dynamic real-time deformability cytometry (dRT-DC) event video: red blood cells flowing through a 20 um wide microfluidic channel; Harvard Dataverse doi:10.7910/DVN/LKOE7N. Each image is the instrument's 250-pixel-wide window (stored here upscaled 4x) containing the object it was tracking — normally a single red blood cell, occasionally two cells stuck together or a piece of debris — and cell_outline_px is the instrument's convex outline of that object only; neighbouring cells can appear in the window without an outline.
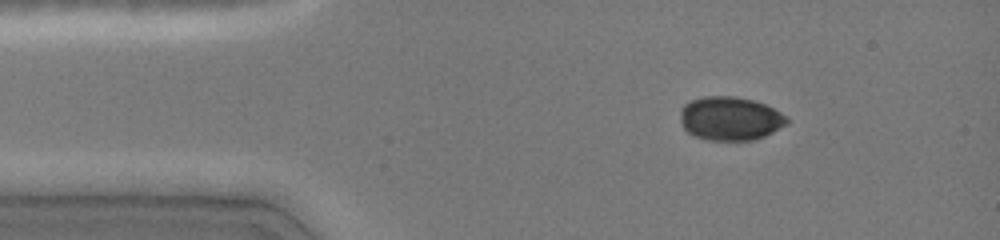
{"species": "common noctule bat (a hibernating species)", "species_latin": "Nyctalus noctula", "temperature_condition": "cold", "stored_images_in_passage": 16, "camera_frame_rate_fps": 3000, "um_per_image_px": 0.085, "animal": {"sex": "female", "body_mass_g": 19.0, "forearm_length_mm": 51.5}, "frame": {"image": 1, "passage_image": 3, "time_ms": 2.0, "image_size_px": [1000, 240], "cell_outline_px": [[788, 124], [756, 140], [708, 140], [696, 136], [688, 132], [684, 128], [680, 120], [680, 108], [684, 104], [692, 100], [704, 96], [736, 96], [752, 100], [764, 104], [788, 116]], "centroid_in_image_um": [62.06, 10.07], "position_along_channel_um": 22.9, "area_um2": 27.22}}
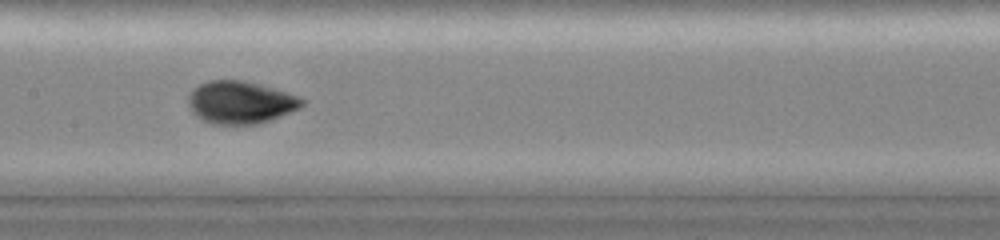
{"frame": {"image": 2, "passage_image": 8, "time_ms": 7.333, "image_size_px": [1000, 240], "cell_outline_px": [[304, 104], [300, 108], [280, 116], [256, 124], [212, 124], [200, 120], [192, 112], [188, 104], [188, 96], [192, 88], [208, 80], [244, 80], [260, 84], [288, 92], [300, 96], [304, 100]], "centroid_in_image_um": [20.41, 8.69], "position_along_channel_um": 187.0, "area_um2": 28.44}}
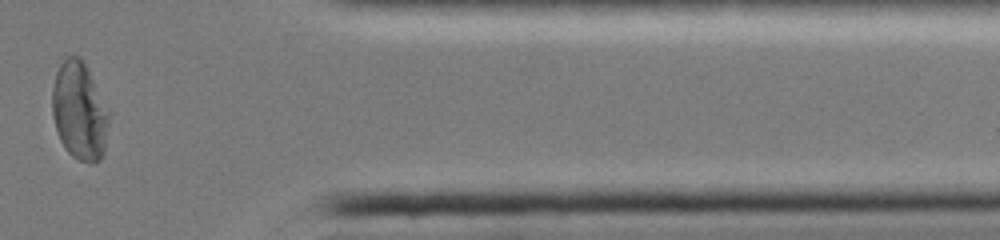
{"frame": {"image": 3, "passage_image": 14, "time_ms": 13.0, "image_size_px": [1000, 240], "cell_outline_px": [[108, 120], [104, 152], [100, 160], [92, 164], [80, 160], [72, 156], [64, 148], [60, 140], [52, 116], [52, 88], [56, 72], [60, 64], [68, 56], [80, 56], [84, 60], [108, 112]], "centroid_in_image_um": [6.72, 9.45], "position_along_channel_um": 404.7, "area_um2": 32.14}, "authors_computed_cell_mechanics": {"area_um2": 28.2642, "velocity_mm_per_s": 4.0903, "shape_relaxation_time_tau1_ms": 5.2578, "shape_relaxation_time_tau2_ms": null, "deformation_change_tau1": 0.1496, "deformation_change_tau2": null}}